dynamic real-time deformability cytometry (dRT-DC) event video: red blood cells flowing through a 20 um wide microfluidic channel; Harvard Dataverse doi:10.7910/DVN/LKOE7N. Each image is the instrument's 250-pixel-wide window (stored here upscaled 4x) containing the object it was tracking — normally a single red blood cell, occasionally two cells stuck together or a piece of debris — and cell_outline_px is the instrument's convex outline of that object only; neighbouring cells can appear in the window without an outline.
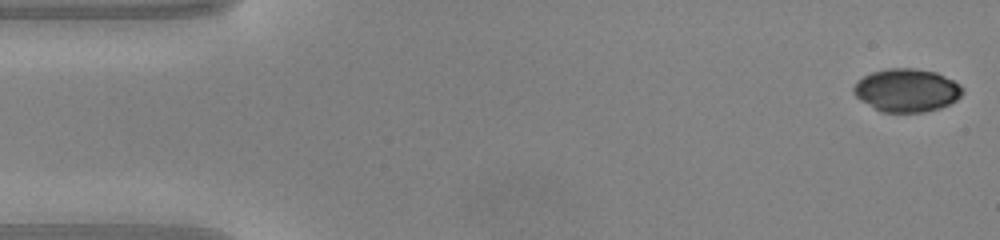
{"species": "common noctule bat (a hibernating species)", "species_latin": "Nyctalus noctula", "temperature_condition": "warm", "stored_images_in_passage": 48, "camera_frame_rate_fps": 3000, "um_per_image_px": 0.085, "animal": {"sex": "male", "body_mass_g": 20.0, "forearm_length_mm": 53.3}, "frame": {"image": 1, "passage_image": 1, "time_ms": 0.0, "image_size_px": [1000, 240], "cell_outline_px": [[964, 92], [956, 100], [940, 108], [924, 112], [880, 112], [860, 100], [852, 92], [852, 88], [864, 76], [872, 72], [888, 68], [916, 68], [936, 72], [960, 84], [964, 88]], "centroid_in_image_um": [77.08, 7.67], "position_along_channel_um": 7.9, "area_um2": 27.4}}
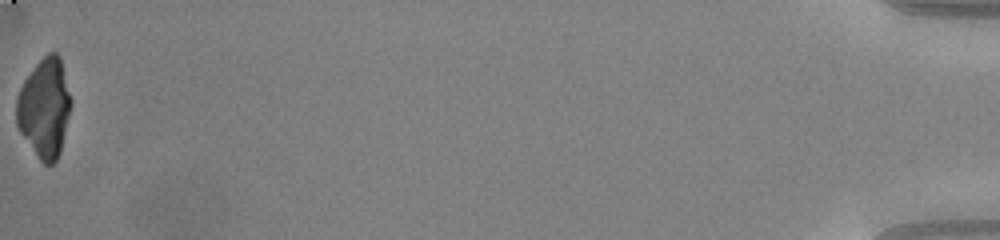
{"frame": {"image": 2, "passage_image": 48, "time_ms": 15.667, "image_size_px": [1000, 240], "cell_outline_px": [[72, 104], [60, 152], [56, 160], [52, 164], [44, 164], [40, 160], [20, 132], [16, 124], [16, 100], [20, 88], [24, 80], [36, 64], [48, 52], [56, 52], [60, 56], [72, 100]], "centroid_in_image_um": [3.79, 9.16], "position_along_channel_um": 431.4, "area_um2": 31.5}}